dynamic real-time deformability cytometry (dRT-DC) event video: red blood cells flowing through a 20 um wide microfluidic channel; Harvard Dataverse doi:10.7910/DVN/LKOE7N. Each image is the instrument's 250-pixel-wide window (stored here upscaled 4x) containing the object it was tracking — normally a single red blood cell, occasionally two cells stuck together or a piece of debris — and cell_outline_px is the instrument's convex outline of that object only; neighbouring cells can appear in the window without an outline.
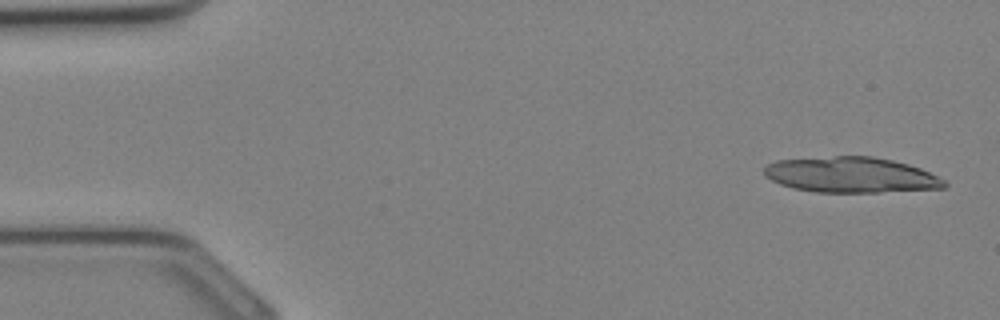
{"species": "Egyptian fruit bat (a non-hibernating species)", "species_latin": "Rousettus aegyptiacus", "temperature_condition": "cold", "stored_images_in_passage": 34, "camera_frame_rate_fps": 3000, "um_per_image_px": 0.085, "animal": {"sex": "female"}, "frame": {"image": 1, "passage_image": 2, "time_ms": 0.333, "image_size_px": [1000, 320], "cell_outline_px": [[948, 184], [944, 188], [880, 192], [816, 192], [792, 188], [780, 184], [764, 176], [764, 168], [768, 164], [776, 160], [836, 156], [872, 156], [892, 160], [908, 164], [920, 168], [944, 180]], "centroid_in_image_um": [72.31, 14.86], "position_along_channel_um": 12.7, "area_um2": 37.28}}
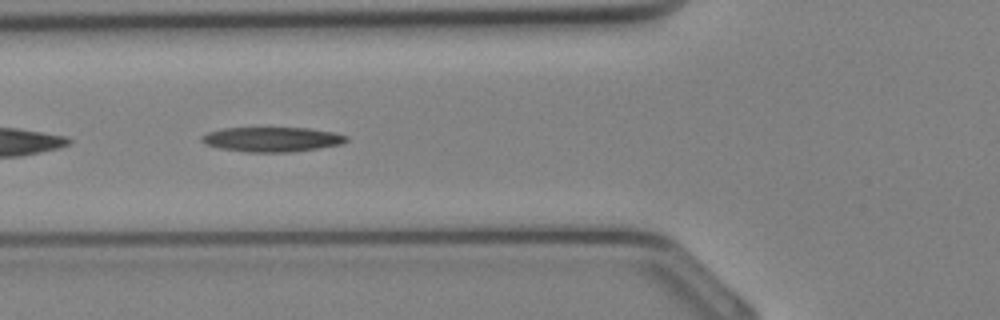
{"frame": {"image": 2, "passage_image": 13, "time_ms": 4.0, "image_size_px": [1000, 320], "cell_outline_px": [[348, 140], [340, 144], [292, 152], [248, 152], [220, 148], [204, 144], [200, 140], [200, 136], [208, 132], [224, 128], [308, 128], [336, 132], [348, 136]], "centroid_in_image_um": [23.1, 11.84], "position_along_channel_um": 102.7, "area_um2": 20.81}}
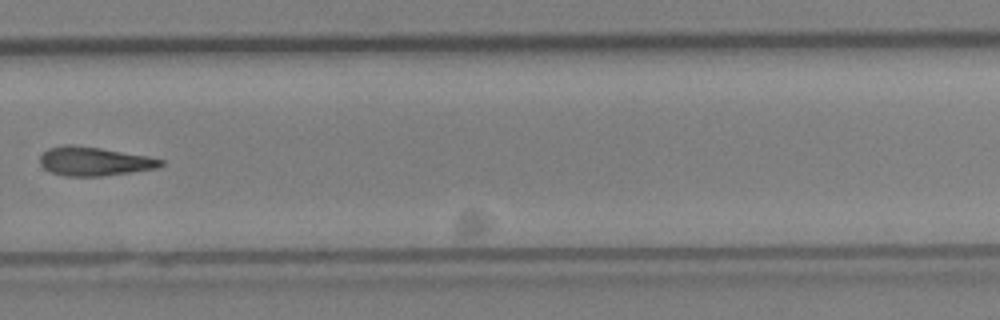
{"frame": {"image": 3, "passage_image": 24, "time_ms": 7.667, "image_size_px": [1000, 320], "cell_outline_px": [[164, 164], [156, 168], [100, 176], [64, 176], [52, 172], [44, 168], [40, 164], [40, 156], [48, 148], [64, 144], [72, 144], [100, 148], [148, 156], [164, 160]], "centroid_in_image_um": [7.98, 13.7], "position_along_channel_um": 321.8, "area_um2": 20.17}}